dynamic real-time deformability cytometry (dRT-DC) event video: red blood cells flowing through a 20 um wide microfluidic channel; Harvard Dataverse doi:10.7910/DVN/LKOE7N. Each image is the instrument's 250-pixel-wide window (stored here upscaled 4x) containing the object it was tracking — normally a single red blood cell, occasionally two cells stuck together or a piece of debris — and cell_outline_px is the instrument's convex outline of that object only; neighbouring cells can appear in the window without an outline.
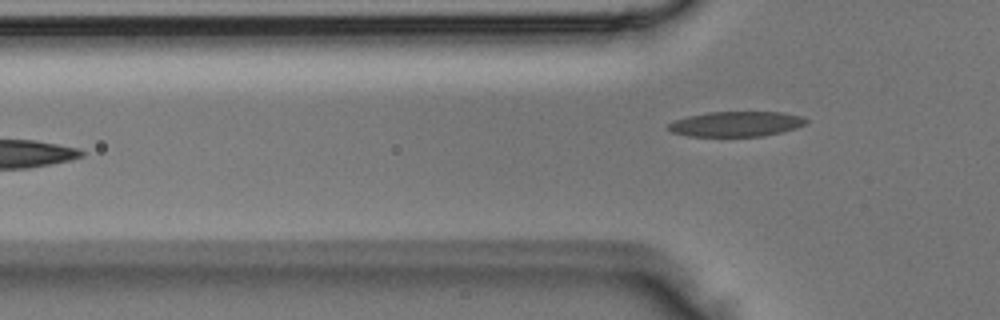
{"species": "Egyptian fruit bat (a non-hibernating species)", "species_latin": "Rousettus aegyptiacus", "temperature_condition": "room temperature", "stored_images_in_passage": 4, "camera_frame_rate_fps": 3000, "um_per_image_px": 0.085, "animal": {"sex": "male"}, "frame": {"image": 1, "passage_image": 4, "time_ms": 1.0, "image_size_px": [1000, 320], "cell_outline_px": [[808, 124], [796, 128], [780, 132], [760, 136], [688, 136], [672, 132], [664, 128], [668, 124], [676, 120], [688, 116], [708, 112], [784, 112], [804, 116], [808, 120]], "centroid_in_image_um": [62.59, 10.53], "position_along_channel_um": 63.2, "area_um2": 20.29}}